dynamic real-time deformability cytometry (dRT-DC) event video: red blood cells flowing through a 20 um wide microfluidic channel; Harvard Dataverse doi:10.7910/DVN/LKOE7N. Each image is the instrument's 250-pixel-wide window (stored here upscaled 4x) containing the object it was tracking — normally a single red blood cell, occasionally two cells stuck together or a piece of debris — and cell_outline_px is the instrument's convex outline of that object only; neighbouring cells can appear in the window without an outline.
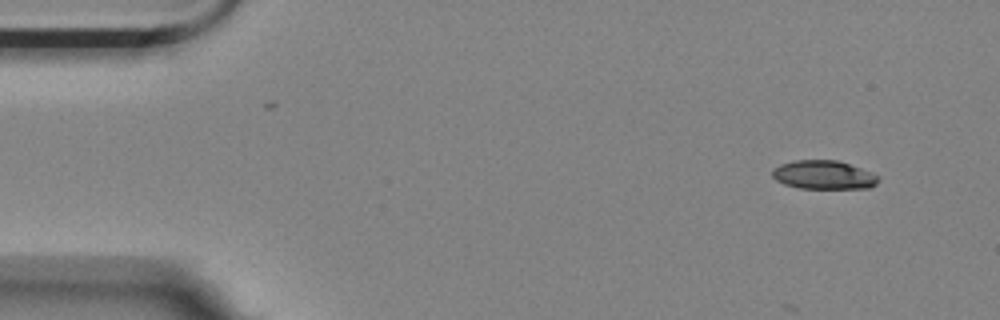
{"species": "Egyptian fruit bat (a non-hibernating species)", "species_latin": "Rousettus aegyptiacus", "temperature_condition": "room temperature", "stored_images_in_passage": 4, "camera_frame_rate_fps": 3000, "um_per_image_px": 0.085, "animal": {"sex": "female"}, "frame": {"image": 1, "passage_image": 1, "time_ms": 0.0, "image_size_px": [1000, 320], "cell_outline_px": [[880, 180], [876, 184], [868, 188], [800, 188], [784, 184], [776, 180], [772, 176], [772, 168], [780, 164], [796, 160], [836, 160], [860, 168], [880, 176]], "centroid_in_image_um": [70.0, 14.86], "position_along_channel_um": 15.0, "area_um2": 17.69}}
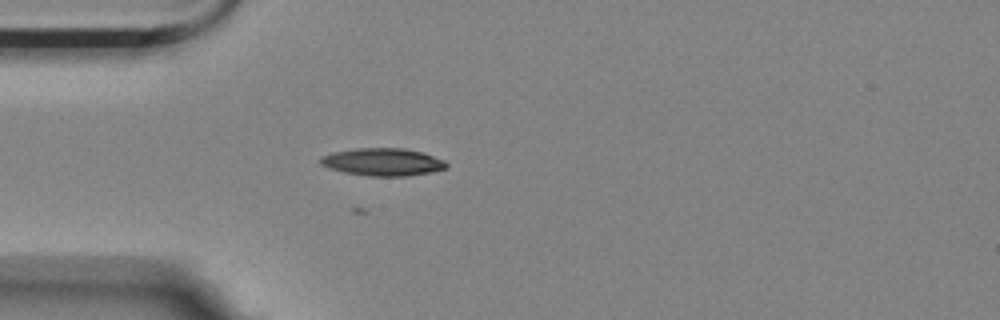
{"frame": {"image": 2, "passage_image": 4, "time_ms": 1.0, "image_size_px": [1000, 320], "cell_outline_px": [[448, 168], [432, 172], [408, 176], [368, 176], [344, 172], [328, 168], [320, 164], [320, 156], [332, 152], [356, 148], [404, 148], [424, 152], [444, 160], [448, 164]], "centroid_in_image_um": [32.55, 13.76], "position_along_channel_um": 52.5, "area_um2": 20.52}}